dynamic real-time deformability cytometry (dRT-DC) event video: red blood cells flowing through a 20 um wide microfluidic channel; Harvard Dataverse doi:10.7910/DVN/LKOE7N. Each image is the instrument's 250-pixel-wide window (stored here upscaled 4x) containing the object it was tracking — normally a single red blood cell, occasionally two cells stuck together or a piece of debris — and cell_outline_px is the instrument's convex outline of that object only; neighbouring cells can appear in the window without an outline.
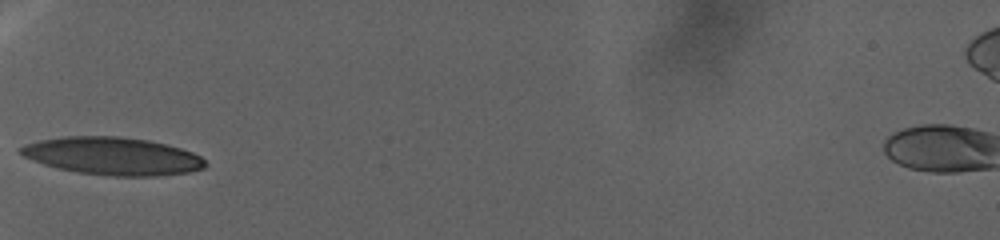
{"species": "human", "species_latin": "Homo sapiens", "temperature_condition": "warm", "stored_images_in_passage": 152, "camera_frame_rate_fps": 3000, "um_per_image_px": 0.085, "donor": {"sex": "female"}, "frame": {"image": 1, "passage_image": 1, "time_ms": 0.0, "image_size_px": [1000, 240], "cell_outline_px": [[208, 164], [204, 168], [188, 172], [156, 176], [112, 176], [80, 172], [60, 168], [44, 164], [32, 160], [24, 156], [16, 148], [24, 144], [40, 140], [60, 136], [120, 136], [148, 140], [180, 148], [192, 152], [200, 156]], "centroid_in_image_um": [9.56, 13.25], "position_along_channel_um": 75.4, "area_um2": 40.46}}
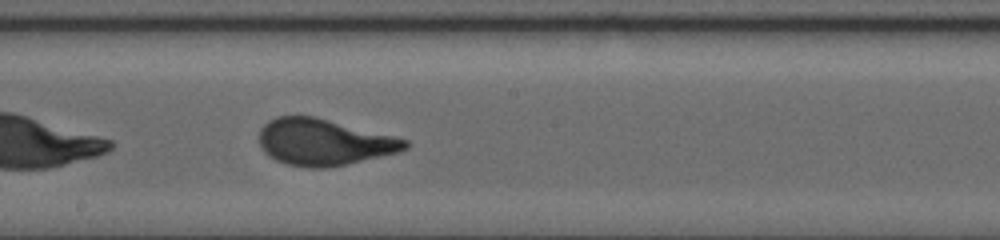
{"frame": {"image": 2, "passage_image": 60, "time_ms": 10.0, "image_size_px": [1000, 240], "cell_outline_px": [[408, 148], [400, 152], [348, 164], [328, 168], [308, 168], [288, 164], [276, 160], [268, 156], [260, 148], [260, 128], [268, 120], [276, 116], [316, 116], [408, 140]], "centroid_in_image_um": [27.51, 12.09], "position_along_channel_um": 220.7, "area_um2": 39.65}}
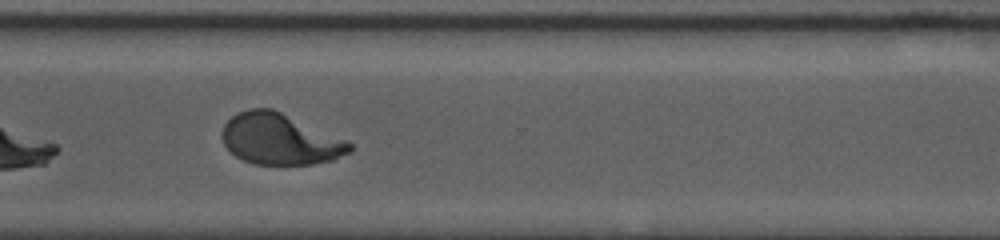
{"frame": {"image": 3, "passage_image": 98, "time_ms": 18.333, "image_size_px": [1000, 240], "cell_outline_px": [[352, 152], [332, 160], [312, 164], [256, 164], [244, 160], [236, 156], [224, 144], [220, 136], [220, 132], [224, 124], [232, 116], [248, 108], [272, 108], [344, 140], [352, 144]], "centroid_in_image_um": [23.75, 11.83], "position_along_channel_um": 346.8, "area_um2": 37.51}}